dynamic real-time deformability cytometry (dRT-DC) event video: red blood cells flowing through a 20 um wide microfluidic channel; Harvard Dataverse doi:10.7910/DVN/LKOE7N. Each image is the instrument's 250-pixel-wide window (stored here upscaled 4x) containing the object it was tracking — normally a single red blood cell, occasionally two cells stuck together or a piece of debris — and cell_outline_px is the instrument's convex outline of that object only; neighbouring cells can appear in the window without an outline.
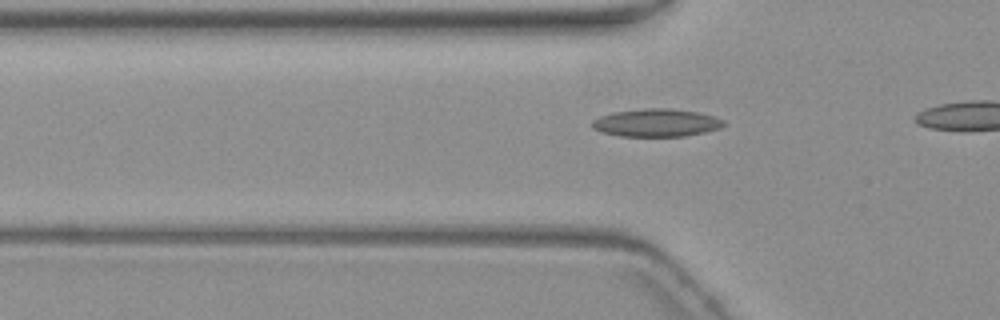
{"species": "common noctule bat (a hibernating species)", "species_latin": "Nyctalus noctula", "temperature_condition": "warm", "stored_images_in_passage": 4, "camera_frame_rate_fps": 3000, "um_per_image_px": 0.085, "animal": {"sex": "female", "body_mass_g": 19.3, "forearm_length_mm": 54.1}, "frame": {"image": 1, "passage_image": 4, "time_ms": 3.667, "image_size_px": [1000, 320], "cell_outline_px": [[724, 124], [720, 128], [704, 132], [684, 136], [620, 136], [600, 132], [592, 128], [592, 120], [600, 116], [612, 112], [644, 108], [668, 108], [696, 112], [712, 116], [724, 120]], "centroid_in_image_um": [55.74, 10.43], "position_along_channel_um": 70.1, "area_um2": 21.27}}